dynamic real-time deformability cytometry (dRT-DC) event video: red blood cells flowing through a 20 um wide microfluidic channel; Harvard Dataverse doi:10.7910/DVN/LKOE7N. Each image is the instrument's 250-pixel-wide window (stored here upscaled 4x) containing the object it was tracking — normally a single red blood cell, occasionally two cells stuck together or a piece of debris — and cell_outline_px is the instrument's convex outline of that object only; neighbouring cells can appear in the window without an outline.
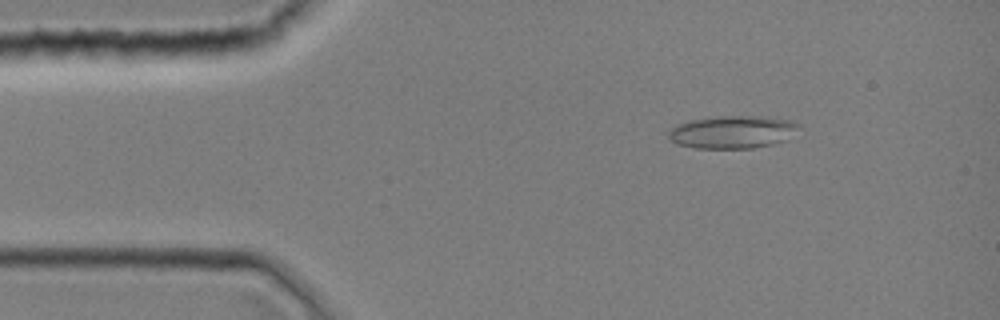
{"species": "common noctule bat (a hibernating species)", "species_latin": "Nyctalus noctula", "temperature_condition": "room temperature", "stored_images_in_passage": 2, "camera_frame_rate_fps": 3000, "um_per_image_px": 0.085, "animal": {"sex": "female", "body_mass_g": 19.0, "forearm_length_mm": 51.5}, "frame": {"image": 1, "passage_image": 2, "time_ms": 0.333, "image_size_px": [1000, 320], "cell_outline_px": [[800, 128], [788, 140], [772, 144], [752, 148], [696, 148], [676, 144], [668, 136], [668, 128], [676, 124], [688, 120], [716, 116], [760, 116], [792, 120], [800, 124]], "centroid_in_image_um": [62.27, 11.21], "position_along_channel_um": 22.7, "area_um2": 25.26}}